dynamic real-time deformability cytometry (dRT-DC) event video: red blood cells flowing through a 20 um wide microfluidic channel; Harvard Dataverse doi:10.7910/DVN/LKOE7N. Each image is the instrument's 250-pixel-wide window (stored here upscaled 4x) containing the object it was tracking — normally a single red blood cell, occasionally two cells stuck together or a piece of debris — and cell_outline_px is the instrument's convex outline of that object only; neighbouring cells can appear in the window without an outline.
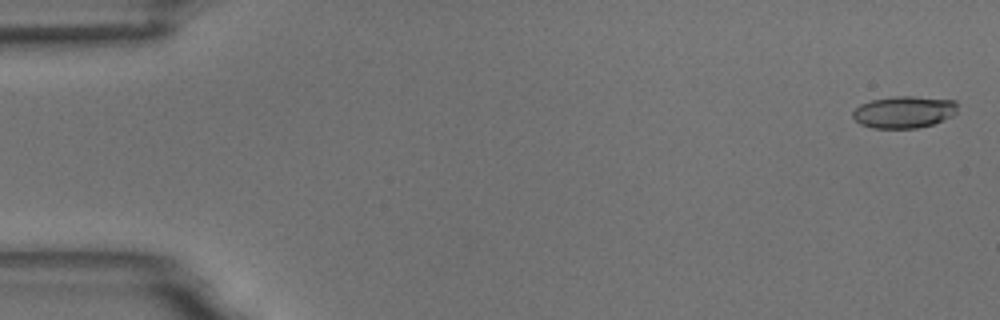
{"species": "common noctule bat (a hibernating species)", "species_latin": "Nyctalus noctula", "temperature_condition": "room temperature", "stored_images_in_passage": 55, "camera_frame_rate_fps": 3000, "um_per_image_px": 0.085, "animal": {"sex": "male", "body_mass_g": 18.8}, "frame": {"image": 1, "passage_image": 2, "time_ms": 0.333, "image_size_px": [1000, 320], "cell_outline_px": [[956, 112], [952, 116], [932, 124], [916, 128], [872, 128], [860, 124], [852, 116], [852, 112], [860, 104], [872, 100], [896, 96], [912, 96], [956, 100]], "centroid_in_image_um": [76.82, 9.52], "position_along_channel_um": 8.2, "area_um2": 19.42}}
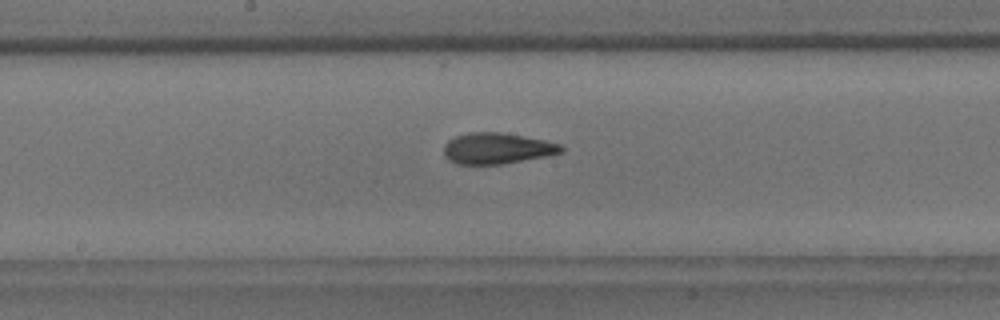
{"frame": {"image": 2, "passage_image": 29, "time_ms": 9.333, "image_size_px": [1000, 320], "cell_outline_px": [[564, 152], [548, 156], [500, 164], [456, 164], [448, 160], [444, 156], [444, 144], [448, 140], [456, 136], [468, 132], [500, 132], [524, 136], [544, 140], [560, 144], [564, 148]], "centroid_in_image_um": [42.24, 12.61], "position_along_channel_um": 206.0, "area_um2": 21.33}}
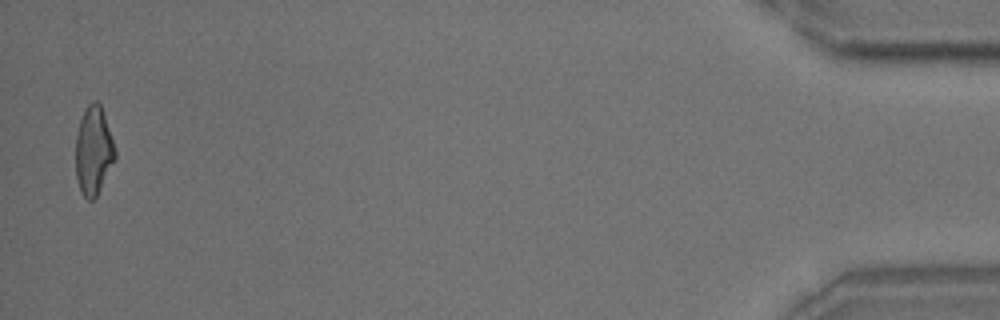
{"frame": {"image": 3, "passage_image": 54, "time_ms": 17.667, "image_size_px": [1000, 320], "cell_outline_px": [[116, 160], [96, 196], [92, 200], [88, 200], [80, 192], [76, 176], [76, 136], [80, 120], [84, 108], [92, 100], [96, 100], [100, 104], [104, 112], [116, 148]], "centroid_in_image_um": [7.97, 12.78], "position_along_channel_um": 427.2, "area_um2": 20.63}, "authors_computed_cell_mechanics": {"area_um2": 20.6346, "velocity_mm_per_s": 3.7355, "shape_relaxation_time_tau1_ms": 7.3908, "shape_relaxation_time_tau2_ms": 1.898, "deformation_change_tau1": 0.2002, "deformation_change_tau2": 0.1013}}